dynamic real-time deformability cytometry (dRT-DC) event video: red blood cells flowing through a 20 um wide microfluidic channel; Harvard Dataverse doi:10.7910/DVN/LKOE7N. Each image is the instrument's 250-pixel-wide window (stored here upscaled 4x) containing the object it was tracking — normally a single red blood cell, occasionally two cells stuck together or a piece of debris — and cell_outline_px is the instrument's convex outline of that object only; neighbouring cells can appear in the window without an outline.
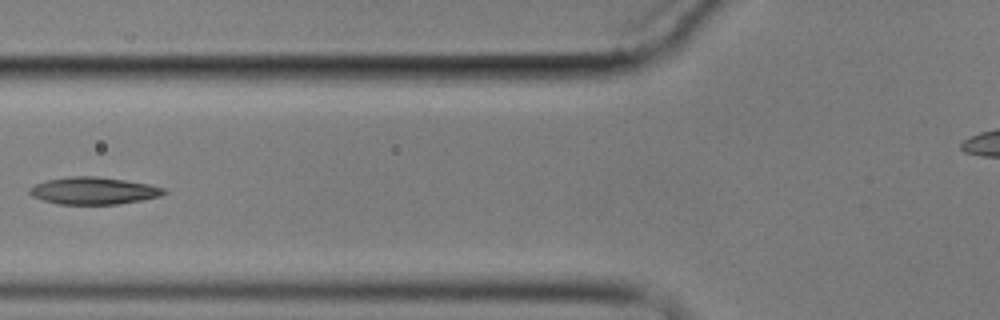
{"species": "common noctule bat (a hibernating species)", "species_latin": "Nyctalus noctula", "temperature_condition": "cold", "stored_images_in_passage": 9, "camera_frame_rate_fps": 3000, "um_per_image_px": 0.085, "animal": {"sex": "male", "body_mass_g": 17.9}, "frame": {"image": 1, "passage_image": 7, "time_ms": 7.0, "image_size_px": [1000, 320], "cell_outline_px": [[168, 192], [160, 196], [120, 204], [56, 204], [32, 196], [28, 192], [28, 188], [44, 180], [68, 176], [96, 176], [124, 180], [148, 184], [164, 188]], "centroid_in_image_um": [7.92, 16.21], "position_along_channel_um": 117.9, "area_um2": 21.33}}
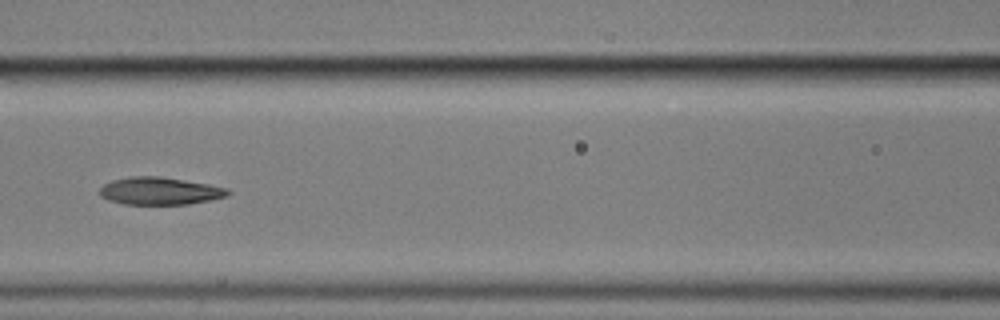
{"frame": {"image": 2, "passage_image": 8, "time_ms": 8.0, "image_size_px": [1000, 320], "cell_outline_px": [[232, 192], [228, 196], [188, 204], [124, 204], [108, 200], [100, 196], [100, 188], [104, 184], [112, 180], [128, 176], [160, 176], [208, 184], [228, 188]], "centroid_in_image_um": [13.58, 16.23], "position_along_channel_um": 153.0, "area_um2": 20.58}}
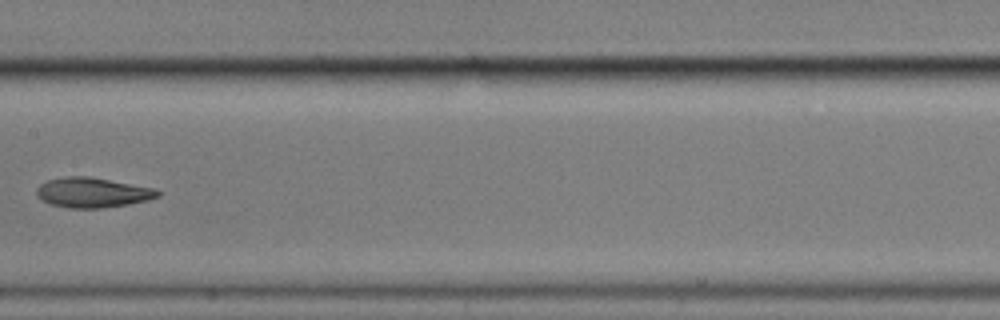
{"frame": {"image": 3, "passage_image": 9, "time_ms": 9.333, "image_size_px": [1000, 320], "cell_outline_px": [[160, 196], [148, 200], [128, 204], [100, 208], [68, 208], [48, 204], [40, 200], [36, 196], [36, 188], [40, 184], [48, 180], [64, 176], [88, 176], [156, 188], [160, 192]], "centroid_in_image_um": [7.83, 16.37], "position_along_channel_um": 199.6, "area_um2": 21.39}}